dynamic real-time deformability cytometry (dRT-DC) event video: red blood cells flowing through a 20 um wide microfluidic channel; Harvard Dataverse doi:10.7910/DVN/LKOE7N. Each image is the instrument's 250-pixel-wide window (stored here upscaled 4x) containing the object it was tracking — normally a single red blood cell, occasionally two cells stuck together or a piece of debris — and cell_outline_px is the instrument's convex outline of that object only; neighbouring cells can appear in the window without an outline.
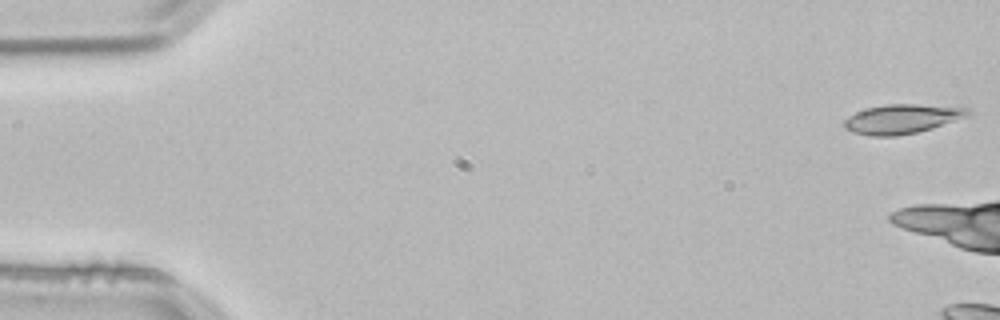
{"species": "common noctule bat (a hibernating species)", "species_latin": "Nyctalus noctula", "temperature_condition": "room temperature", "stored_images_in_passage": 4, "camera_frame_rate_fps": 3000, "um_per_image_px": 0.085, "animal": {"sex": "male", "body_mass_g": 21.5, "forearm_length_mm": 52.0}, "frame": {"image": 1, "passage_image": 4, "time_ms": 1.0, "image_size_px": [1000, 320], "cell_outline_px": [[972, 112], [968, 116], [932, 128], [916, 132], [896, 136], [872, 136], [852, 132], [844, 128], [844, 120], [848, 116], [856, 112], [868, 108], [888, 104], [916, 104], [968, 108]], "centroid_in_image_um": [76.65, 10.11], "position_along_channel_um": 8.3, "area_um2": 20.98}}